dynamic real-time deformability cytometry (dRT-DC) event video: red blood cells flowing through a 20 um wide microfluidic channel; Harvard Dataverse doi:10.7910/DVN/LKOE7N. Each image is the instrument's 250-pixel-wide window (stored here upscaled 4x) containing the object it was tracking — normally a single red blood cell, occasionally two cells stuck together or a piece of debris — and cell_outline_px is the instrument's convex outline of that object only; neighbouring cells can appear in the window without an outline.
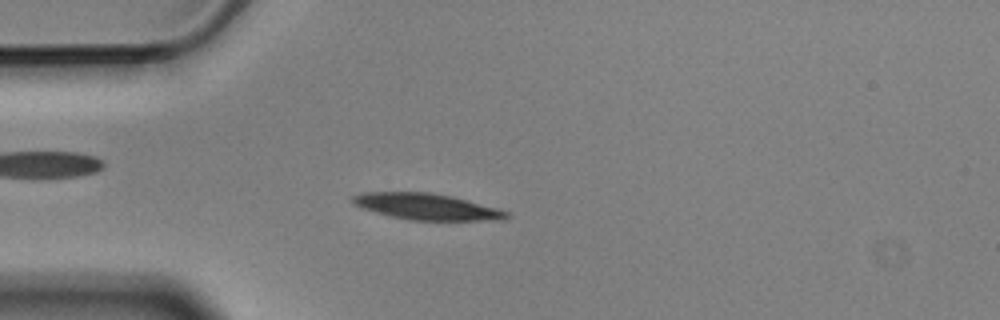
{"species": "Egyptian fruit bat (a non-hibernating species)", "species_latin": "Rousettus aegyptiacus", "temperature_condition": "cold", "stored_images_in_passage": 3, "camera_frame_rate_fps": 3000, "um_per_image_px": 0.085, "animal": {"sex": "male"}, "frame": {"image": 1, "passage_image": 3, "time_ms": 0.667, "image_size_px": [1000, 320], "cell_outline_px": [[508, 216], [480, 220], [408, 220], [376, 212], [352, 204], [352, 196], [364, 192], [432, 192], [452, 196], [496, 208], [508, 212]], "centroid_in_image_um": [36.16, 17.54], "position_along_channel_um": 48.8, "area_um2": 22.95}}